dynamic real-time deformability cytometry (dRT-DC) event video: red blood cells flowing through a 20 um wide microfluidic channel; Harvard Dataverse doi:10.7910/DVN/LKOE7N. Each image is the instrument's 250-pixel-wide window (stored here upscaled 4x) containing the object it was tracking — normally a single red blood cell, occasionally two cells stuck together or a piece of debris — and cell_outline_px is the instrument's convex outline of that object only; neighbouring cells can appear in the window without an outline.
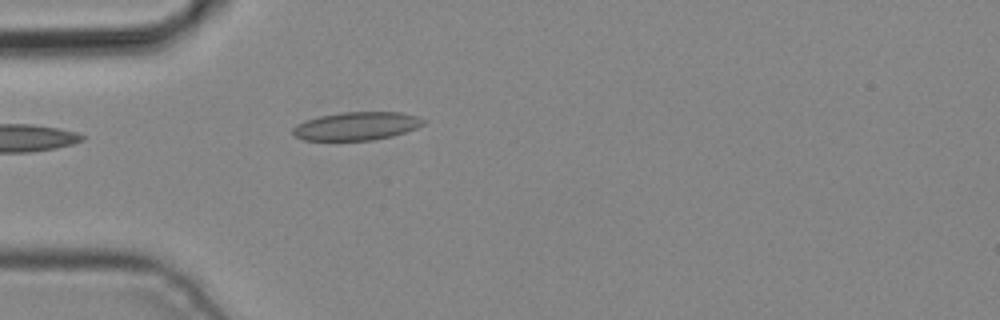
{"species": "common noctule bat (a hibernating species)", "species_latin": "Nyctalus noctula", "temperature_condition": "cold", "stored_images_in_passage": 4, "camera_frame_rate_fps": 3000, "um_per_image_px": 0.085, "animal": {"sex": "male", "body_mass_g": 19.2, "forearm_length_mm": 51.8}, "frame": {"image": 1, "passage_image": 4, "time_ms": 1.0, "image_size_px": [1000, 320], "cell_outline_px": [[428, 120], [424, 124], [416, 128], [392, 136], [372, 140], [304, 140], [296, 136], [292, 132], [292, 128], [296, 124], [320, 116], [340, 112], [400, 112], [416, 116]], "centroid_in_image_um": [30.33, 10.71], "position_along_channel_um": 54.7, "area_um2": 21.39}}